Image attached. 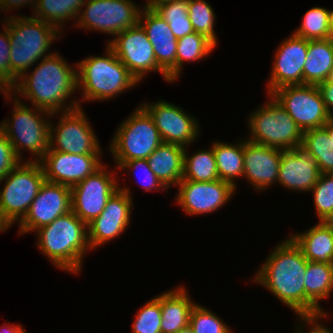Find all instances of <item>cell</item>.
<instances>
[{
	"mask_svg": "<svg viewBox=\"0 0 333 333\" xmlns=\"http://www.w3.org/2000/svg\"><path fill=\"white\" fill-rule=\"evenodd\" d=\"M39 62L31 73L27 71L17 79L9 92L17 99L23 96L24 101L25 98L31 101L33 107L56 116L59 112L81 107V101L77 99L67 101L78 91L77 66L67 63L59 52H54Z\"/></svg>",
	"mask_w": 333,
	"mask_h": 333,
	"instance_id": "obj_1",
	"label": "cell"
},
{
	"mask_svg": "<svg viewBox=\"0 0 333 333\" xmlns=\"http://www.w3.org/2000/svg\"><path fill=\"white\" fill-rule=\"evenodd\" d=\"M255 272L256 282L268 289L298 316H306L304 275L308 260L289 236L278 244Z\"/></svg>",
	"mask_w": 333,
	"mask_h": 333,
	"instance_id": "obj_2",
	"label": "cell"
},
{
	"mask_svg": "<svg viewBox=\"0 0 333 333\" xmlns=\"http://www.w3.org/2000/svg\"><path fill=\"white\" fill-rule=\"evenodd\" d=\"M10 39V89L34 63L52 53L51 44L61 31L34 16H3ZM6 17V18H5ZM48 52V53H47Z\"/></svg>",
	"mask_w": 333,
	"mask_h": 333,
	"instance_id": "obj_3",
	"label": "cell"
},
{
	"mask_svg": "<svg viewBox=\"0 0 333 333\" xmlns=\"http://www.w3.org/2000/svg\"><path fill=\"white\" fill-rule=\"evenodd\" d=\"M35 233L36 245L55 267L68 273L81 272L83 257L91 248L87 225L72 210Z\"/></svg>",
	"mask_w": 333,
	"mask_h": 333,
	"instance_id": "obj_4",
	"label": "cell"
},
{
	"mask_svg": "<svg viewBox=\"0 0 333 333\" xmlns=\"http://www.w3.org/2000/svg\"><path fill=\"white\" fill-rule=\"evenodd\" d=\"M105 56L77 62V89L82 101H107L140 84L106 44Z\"/></svg>",
	"mask_w": 333,
	"mask_h": 333,
	"instance_id": "obj_5",
	"label": "cell"
},
{
	"mask_svg": "<svg viewBox=\"0 0 333 333\" xmlns=\"http://www.w3.org/2000/svg\"><path fill=\"white\" fill-rule=\"evenodd\" d=\"M0 93L3 94L6 101L13 99L12 103H14L12 120L9 117L2 120L0 129L7 136L15 153L21 160H23L22 151L25 149L34 157L26 161L38 162L49 149L51 121L47 117L54 116V114L36 107L32 109L9 91H0ZM40 114H43V117Z\"/></svg>",
	"mask_w": 333,
	"mask_h": 333,
	"instance_id": "obj_6",
	"label": "cell"
},
{
	"mask_svg": "<svg viewBox=\"0 0 333 333\" xmlns=\"http://www.w3.org/2000/svg\"><path fill=\"white\" fill-rule=\"evenodd\" d=\"M267 96V103L249 115L247 140L282 150L301 147L302 130L271 94Z\"/></svg>",
	"mask_w": 333,
	"mask_h": 333,
	"instance_id": "obj_7",
	"label": "cell"
},
{
	"mask_svg": "<svg viewBox=\"0 0 333 333\" xmlns=\"http://www.w3.org/2000/svg\"><path fill=\"white\" fill-rule=\"evenodd\" d=\"M2 181L5 184L0 188V213L12 228L13 223H19L27 214L45 176L39 162L23 160L0 184Z\"/></svg>",
	"mask_w": 333,
	"mask_h": 333,
	"instance_id": "obj_8",
	"label": "cell"
},
{
	"mask_svg": "<svg viewBox=\"0 0 333 333\" xmlns=\"http://www.w3.org/2000/svg\"><path fill=\"white\" fill-rule=\"evenodd\" d=\"M138 106L115 131L108 149L114 162L147 159L163 143L152 117Z\"/></svg>",
	"mask_w": 333,
	"mask_h": 333,
	"instance_id": "obj_9",
	"label": "cell"
},
{
	"mask_svg": "<svg viewBox=\"0 0 333 333\" xmlns=\"http://www.w3.org/2000/svg\"><path fill=\"white\" fill-rule=\"evenodd\" d=\"M141 7L132 0H86L76 20V27L101 31L114 38L139 23Z\"/></svg>",
	"mask_w": 333,
	"mask_h": 333,
	"instance_id": "obj_10",
	"label": "cell"
},
{
	"mask_svg": "<svg viewBox=\"0 0 333 333\" xmlns=\"http://www.w3.org/2000/svg\"><path fill=\"white\" fill-rule=\"evenodd\" d=\"M56 125L50 122L49 149L70 154H102V149L83 107L60 113Z\"/></svg>",
	"mask_w": 333,
	"mask_h": 333,
	"instance_id": "obj_11",
	"label": "cell"
},
{
	"mask_svg": "<svg viewBox=\"0 0 333 333\" xmlns=\"http://www.w3.org/2000/svg\"><path fill=\"white\" fill-rule=\"evenodd\" d=\"M302 132L324 127L332 118L317 85H288L271 93Z\"/></svg>",
	"mask_w": 333,
	"mask_h": 333,
	"instance_id": "obj_12",
	"label": "cell"
},
{
	"mask_svg": "<svg viewBox=\"0 0 333 333\" xmlns=\"http://www.w3.org/2000/svg\"><path fill=\"white\" fill-rule=\"evenodd\" d=\"M108 166L102 165L71 188V210L86 225L100 215L108 200L119 189L117 169L109 172Z\"/></svg>",
	"mask_w": 333,
	"mask_h": 333,
	"instance_id": "obj_13",
	"label": "cell"
},
{
	"mask_svg": "<svg viewBox=\"0 0 333 333\" xmlns=\"http://www.w3.org/2000/svg\"><path fill=\"white\" fill-rule=\"evenodd\" d=\"M106 42L138 82L142 81L147 73L157 71L161 73L164 81L172 83L158 66L153 46L139 23Z\"/></svg>",
	"mask_w": 333,
	"mask_h": 333,
	"instance_id": "obj_14",
	"label": "cell"
},
{
	"mask_svg": "<svg viewBox=\"0 0 333 333\" xmlns=\"http://www.w3.org/2000/svg\"><path fill=\"white\" fill-rule=\"evenodd\" d=\"M141 106L152 117L162 142L188 148L195 140L197 141V137H200V124L182 107L161 99L151 103H142Z\"/></svg>",
	"mask_w": 333,
	"mask_h": 333,
	"instance_id": "obj_15",
	"label": "cell"
},
{
	"mask_svg": "<svg viewBox=\"0 0 333 333\" xmlns=\"http://www.w3.org/2000/svg\"><path fill=\"white\" fill-rule=\"evenodd\" d=\"M119 189L106 203L104 210L87 225L88 243L91 250L116 239L125 232L131 222L133 200L128 187Z\"/></svg>",
	"mask_w": 333,
	"mask_h": 333,
	"instance_id": "obj_16",
	"label": "cell"
},
{
	"mask_svg": "<svg viewBox=\"0 0 333 333\" xmlns=\"http://www.w3.org/2000/svg\"><path fill=\"white\" fill-rule=\"evenodd\" d=\"M177 187L176 203L189 215L215 212L230 201L236 192V187L220 179L208 182L181 179Z\"/></svg>",
	"mask_w": 333,
	"mask_h": 333,
	"instance_id": "obj_17",
	"label": "cell"
},
{
	"mask_svg": "<svg viewBox=\"0 0 333 333\" xmlns=\"http://www.w3.org/2000/svg\"><path fill=\"white\" fill-rule=\"evenodd\" d=\"M71 211V188L44 181L25 217L19 222V235L35 232Z\"/></svg>",
	"mask_w": 333,
	"mask_h": 333,
	"instance_id": "obj_18",
	"label": "cell"
},
{
	"mask_svg": "<svg viewBox=\"0 0 333 333\" xmlns=\"http://www.w3.org/2000/svg\"><path fill=\"white\" fill-rule=\"evenodd\" d=\"M101 155L48 150L38 162L43 169L45 181L72 188L104 164L100 161Z\"/></svg>",
	"mask_w": 333,
	"mask_h": 333,
	"instance_id": "obj_19",
	"label": "cell"
},
{
	"mask_svg": "<svg viewBox=\"0 0 333 333\" xmlns=\"http://www.w3.org/2000/svg\"><path fill=\"white\" fill-rule=\"evenodd\" d=\"M308 52V40L293 33L277 47L267 94L288 85H303V69Z\"/></svg>",
	"mask_w": 333,
	"mask_h": 333,
	"instance_id": "obj_20",
	"label": "cell"
},
{
	"mask_svg": "<svg viewBox=\"0 0 333 333\" xmlns=\"http://www.w3.org/2000/svg\"><path fill=\"white\" fill-rule=\"evenodd\" d=\"M139 24L153 46L158 66L173 83L176 81L177 40L169 24L154 10L142 7Z\"/></svg>",
	"mask_w": 333,
	"mask_h": 333,
	"instance_id": "obj_21",
	"label": "cell"
},
{
	"mask_svg": "<svg viewBox=\"0 0 333 333\" xmlns=\"http://www.w3.org/2000/svg\"><path fill=\"white\" fill-rule=\"evenodd\" d=\"M244 140L243 177L257 191H264L278 181L282 149Z\"/></svg>",
	"mask_w": 333,
	"mask_h": 333,
	"instance_id": "obj_22",
	"label": "cell"
},
{
	"mask_svg": "<svg viewBox=\"0 0 333 333\" xmlns=\"http://www.w3.org/2000/svg\"><path fill=\"white\" fill-rule=\"evenodd\" d=\"M320 175L316 161L302 147L282 150L277 181L280 186L310 192Z\"/></svg>",
	"mask_w": 333,
	"mask_h": 333,
	"instance_id": "obj_23",
	"label": "cell"
},
{
	"mask_svg": "<svg viewBox=\"0 0 333 333\" xmlns=\"http://www.w3.org/2000/svg\"><path fill=\"white\" fill-rule=\"evenodd\" d=\"M311 262L333 264V223L318 221L302 233L288 235Z\"/></svg>",
	"mask_w": 333,
	"mask_h": 333,
	"instance_id": "obj_24",
	"label": "cell"
},
{
	"mask_svg": "<svg viewBox=\"0 0 333 333\" xmlns=\"http://www.w3.org/2000/svg\"><path fill=\"white\" fill-rule=\"evenodd\" d=\"M303 283L306 292V316L327 313L320 302L333 293V264L308 261Z\"/></svg>",
	"mask_w": 333,
	"mask_h": 333,
	"instance_id": "obj_25",
	"label": "cell"
},
{
	"mask_svg": "<svg viewBox=\"0 0 333 333\" xmlns=\"http://www.w3.org/2000/svg\"><path fill=\"white\" fill-rule=\"evenodd\" d=\"M190 298L183 285L161 294V333H177L189 325L196 304Z\"/></svg>",
	"mask_w": 333,
	"mask_h": 333,
	"instance_id": "obj_26",
	"label": "cell"
},
{
	"mask_svg": "<svg viewBox=\"0 0 333 333\" xmlns=\"http://www.w3.org/2000/svg\"><path fill=\"white\" fill-rule=\"evenodd\" d=\"M185 147L162 143L148 158L150 169L169 189L183 177Z\"/></svg>",
	"mask_w": 333,
	"mask_h": 333,
	"instance_id": "obj_27",
	"label": "cell"
},
{
	"mask_svg": "<svg viewBox=\"0 0 333 333\" xmlns=\"http://www.w3.org/2000/svg\"><path fill=\"white\" fill-rule=\"evenodd\" d=\"M333 68V39L308 40V52L303 69V85H318L326 81Z\"/></svg>",
	"mask_w": 333,
	"mask_h": 333,
	"instance_id": "obj_28",
	"label": "cell"
},
{
	"mask_svg": "<svg viewBox=\"0 0 333 333\" xmlns=\"http://www.w3.org/2000/svg\"><path fill=\"white\" fill-rule=\"evenodd\" d=\"M236 143L215 141L212 147L219 179L231 183L237 190L235 180L243 177L244 173V141Z\"/></svg>",
	"mask_w": 333,
	"mask_h": 333,
	"instance_id": "obj_29",
	"label": "cell"
},
{
	"mask_svg": "<svg viewBox=\"0 0 333 333\" xmlns=\"http://www.w3.org/2000/svg\"><path fill=\"white\" fill-rule=\"evenodd\" d=\"M86 0H36L33 16L61 31L65 22L78 18ZM61 29V30H60Z\"/></svg>",
	"mask_w": 333,
	"mask_h": 333,
	"instance_id": "obj_30",
	"label": "cell"
},
{
	"mask_svg": "<svg viewBox=\"0 0 333 333\" xmlns=\"http://www.w3.org/2000/svg\"><path fill=\"white\" fill-rule=\"evenodd\" d=\"M196 152L190 156L188 155L187 147H185L182 179L197 182L218 180L219 176L213 147Z\"/></svg>",
	"mask_w": 333,
	"mask_h": 333,
	"instance_id": "obj_31",
	"label": "cell"
},
{
	"mask_svg": "<svg viewBox=\"0 0 333 333\" xmlns=\"http://www.w3.org/2000/svg\"><path fill=\"white\" fill-rule=\"evenodd\" d=\"M216 45L206 36L193 32L177 40L176 81L182 73L184 62L200 61L213 52Z\"/></svg>",
	"mask_w": 333,
	"mask_h": 333,
	"instance_id": "obj_32",
	"label": "cell"
},
{
	"mask_svg": "<svg viewBox=\"0 0 333 333\" xmlns=\"http://www.w3.org/2000/svg\"><path fill=\"white\" fill-rule=\"evenodd\" d=\"M293 34L306 40L331 38V10L318 6L307 10Z\"/></svg>",
	"mask_w": 333,
	"mask_h": 333,
	"instance_id": "obj_33",
	"label": "cell"
},
{
	"mask_svg": "<svg viewBox=\"0 0 333 333\" xmlns=\"http://www.w3.org/2000/svg\"><path fill=\"white\" fill-rule=\"evenodd\" d=\"M154 10L169 24L176 39L194 32L188 14V0L164 2Z\"/></svg>",
	"mask_w": 333,
	"mask_h": 333,
	"instance_id": "obj_34",
	"label": "cell"
},
{
	"mask_svg": "<svg viewBox=\"0 0 333 333\" xmlns=\"http://www.w3.org/2000/svg\"><path fill=\"white\" fill-rule=\"evenodd\" d=\"M188 14L194 32L206 36L217 46L214 30L216 15L211 5L205 0H188Z\"/></svg>",
	"mask_w": 333,
	"mask_h": 333,
	"instance_id": "obj_35",
	"label": "cell"
},
{
	"mask_svg": "<svg viewBox=\"0 0 333 333\" xmlns=\"http://www.w3.org/2000/svg\"><path fill=\"white\" fill-rule=\"evenodd\" d=\"M316 161L321 174L326 173V156L331 151V141L325 127L303 132L301 146Z\"/></svg>",
	"mask_w": 333,
	"mask_h": 333,
	"instance_id": "obj_36",
	"label": "cell"
},
{
	"mask_svg": "<svg viewBox=\"0 0 333 333\" xmlns=\"http://www.w3.org/2000/svg\"><path fill=\"white\" fill-rule=\"evenodd\" d=\"M310 192L313 193L318 221L329 222L333 218V173L321 174Z\"/></svg>",
	"mask_w": 333,
	"mask_h": 333,
	"instance_id": "obj_37",
	"label": "cell"
},
{
	"mask_svg": "<svg viewBox=\"0 0 333 333\" xmlns=\"http://www.w3.org/2000/svg\"><path fill=\"white\" fill-rule=\"evenodd\" d=\"M131 326L132 333H161V293L139 308Z\"/></svg>",
	"mask_w": 333,
	"mask_h": 333,
	"instance_id": "obj_38",
	"label": "cell"
},
{
	"mask_svg": "<svg viewBox=\"0 0 333 333\" xmlns=\"http://www.w3.org/2000/svg\"><path fill=\"white\" fill-rule=\"evenodd\" d=\"M189 325L194 333H233L220 317L198 303L191 310Z\"/></svg>",
	"mask_w": 333,
	"mask_h": 333,
	"instance_id": "obj_39",
	"label": "cell"
},
{
	"mask_svg": "<svg viewBox=\"0 0 333 333\" xmlns=\"http://www.w3.org/2000/svg\"><path fill=\"white\" fill-rule=\"evenodd\" d=\"M116 167L118 169L124 171V170H130L135 172V170H143V178H139V181L142 180V187L145 188V192L147 191H157L159 190H169L167 187L163 184V182L155 175V173L150 169L147 159H136V160H129L126 162H115ZM136 173V172H135ZM134 173V174H135ZM141 173V172H139ZM141 173V175H142ZM139 177V176H138ZM139 183V182H138Z\"/></svg>",
	"mask_w": 333,
	"mask_h": 333,
	"instance_id": "obj_40",
	"label": "cell"
},
{
	"mask_svg": "<svg viewBox=\"0 0 333 333\" xmlns=\"http://www.w3.org/2000/svg\"><path fill=\"white\" fill-rule=\"evenodd\" d=\"M0 33V91L10 90V39L7 26L4 24Z\"/></svg>",
	"mask_w": 333,
	"mask_h": 333,
	"instance_id": "obj_41",
	"label": "cell"
},
{
	"mask_svg": "<svg viewBox=\"0 0 333 333\" xmlns=\"http://www.w3.org/2000/svg\"><path fill=\"white\" fill-rule=\"evenodd\" d=\"M22 160L17 156L7 136L0 129V180L17 167Z\"/></svg>",
	"mask_w": 333,
	"mask_h": 333,
	"instance_id": "obj_42",
	"label": "cell"
},
{
	"mask_svg": "<svg viewBox=\"0 0 333 333\" xmlns=\"http://www.w3.org/2000/svg\"><path fill=\"white\" fill-rule=\"evenodd\" d=\"M299 319V321L297 322L298 326L297 329L295 330L296 332L294 333H304L305 331H303V329H305L304 327L306 325H311L308 329V332L305 333H333L332 329H329L328 327L326 328V326L324 324H321L322 321H320L319 323V319H323L325 317H329L328 313H324V314H320V315H315V316H297ZM302 320V321H301ZM303 323H305L303 325ZM324 325V326H323ZM304 326V327H303ZM303 328V329H302Z\"/></svg>",
	"mask_w": 333,
	"mask_h": 333,
	"instance_id": "obj_43",
	"label": "cell"
},
{
	"mask_svg": "<svg viewBox=\"0 0 333 333\" xmlns=\"http://www.w3.org/2000/svg\"><path fill=\"white\" fill-rule=\"evenodd\" d=\"M317 87L321 93L326 110L331 115V117H333V83L324 81L319 83Z\"/></svg>",
	"mask_w": 333,
	"mask_h": 333,
	"instance_id": "obj_44",
	"label": "cell"
},
{
	"mask_svg": "<svg viewBox=\"0 0 333 333\" xmlns=\"http://www.w3.org/2000/svg\"><path fill=\"white\" fill-rule=\"evenodd\" d=\"M36 4V0H0V12L1 11H10V9L14 10V8L18 9L21 6L24 7V5H28L32 7V10L34 9Z\"/></svg>",
	"mask_w": 333,
	"mask_h": 333,
	"instance_id": "obj_45",
	"label": "cell"
},
{
	"mask_svg": "<svg viewBox=\"0 0 333 333\" xmlns=\"http://www.w3.org/2000/svg\"><path fill=\"white\" fill-rule=\"evenodd\" d=\"M3 325L0 327V333H27L21 325L11 323H6V325Z\"/></svg>",
	"mask_w": 333,
	"mask_h": 333,
	"instance_id": "obj_46",
	"label": "cell"
},
{
	"mask_svg": "<svg viewBox=\"0 0 333 333\" xmlns=\"http://www.w3.org/2000/svg\"><path fill=\"white\" fill-rule=\"evenodd\" d=\"M168 1H173V0H146V3L143 4V7L147 9H155L160 4Z\"/></svg>",
	"mask_w": 333,
	"mask_h": 333,
	"instance_id": "obj_47",
	"label": "cell"
},
{
	"mask_svg": "<svg viewBox=\"0 0 333 333\" xmlns=\"http://www.w3.org/2000/svg\"><path fill=\"white\" fill-rule=\"evenodd\" d=\"M326 173H333V150L326 156Z\"/></svg>",
	"mask_w": 333,
	"mask_h": 333,
	"instance_id": "obj_48",
	"label": "cell"
},
{
	"mask_svg": "<svg viewBox=\"0 0 333 333\" xmlns=\"http://www.w3.org/2000/svg\"><path fill=\"white\" fill-rule=\"evenodd\" d=\"M324 127L328 131L329 139L331 141V148L333 150V117L326 123Z\"/></svg>",
	"mask_w": 333,
	"mask_h": 333,
	"instance_id": "obj_49",
	"label": "cell"
},
{
	"mask_svg": "<svg viewBox=\"0 0 333 333\" xmlns=\"http://www.w3.org/2000/svg\"><path fill=\"white\" fill-rule=\"evenodd\" d=\"M9 228L10 226L5 222L0 213V231L4 233V231H7V229L9 230Z\"/></svg>",
	"mask_w": 333,
	"mask_h": 333,
	"instance_id": "obj_50",
	"label": "cell"
},
{
	"mask_svg": "<svg viewBox=\"0 0 333 333\" xmlns=\"http://www.w3.org/2000/svg\"><path fill=\"white\" fill-rule=\"evenodd\" d=\"M177 333H194V330L190 325H188L184 328H181Z\"/></svg>",
	"mask_w": 333,
	"mask_h": 333,
	"instance_id": "obj_51",
	"label": "cell"
},
{
	"mask_svg": "<svg viewBox=\"0 0 333 333\" xmlns=\"http://www.w3.org/2000/svg\"><path fill=\"white\" fill-rule=\"evenodd\" d=\"M326 81H329V82H332V83H333V68H332L331 71L329 72V75H328Z\"/></svg>",
	"mask_w": 333,
	"mask_h": 333,
	"instance_id": "obj_52",
	"label": "cell"
},
{
	"mask_svg": "<svg viewBox=\"0 0 333 333\" xmlns=\"http://www.w3.org/2000/svg\"><path fill=\"white\" fill-rule=\"evenodd\" d=\"M331 38L333 39V10H331Z\"/></svg>",
	"mask_w": 333,
	"mask_h": 333,
	"instance_id": "obj_53",
	"label": "cell"
}]
</instances>
